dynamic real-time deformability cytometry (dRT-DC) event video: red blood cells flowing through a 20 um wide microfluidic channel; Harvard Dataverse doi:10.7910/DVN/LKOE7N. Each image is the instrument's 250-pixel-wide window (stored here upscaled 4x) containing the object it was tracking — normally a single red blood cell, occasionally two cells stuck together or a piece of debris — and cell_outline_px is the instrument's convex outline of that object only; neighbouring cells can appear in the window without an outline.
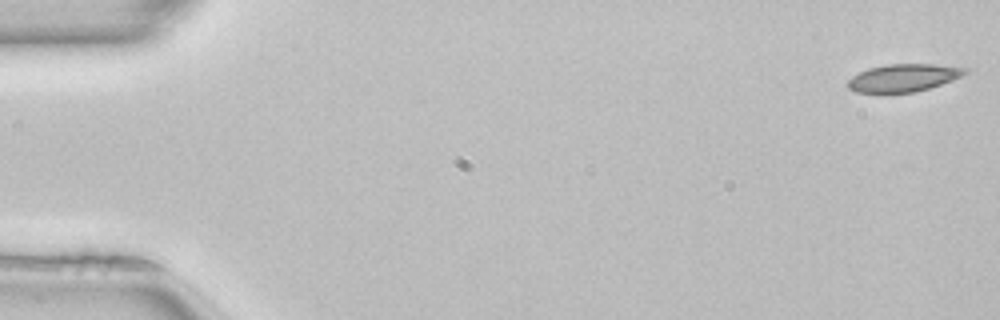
{"species": "common noctule bat (a hibernating species)", "species_latin": "Nyctalus noctula", "temperature_condition": "room temperature", "stored_images_in_passage": 51, "camera_frame_rate_fps": 3000, "um_per_image_px": 0.085, "animal": {"sex": "female", "body_mass_g": 22.7, "forearm_length_mm": 54.2}, "frame": {"image": 1, "passage_image": 1, "time_ms": 0.0, "image_size_px": [1000, 320], "cell_outline_px": [[968, 72], [960, 76], [940, 84], [928, 88], [912, 92], [856, 92], [848, 88], [848, 80], [852, 76], [868, 68], [888, 64], [936, 64], [968, 68]], "centroid_in_image_um": [76.78, 6.6], "position_along_channel_um": 8.2, "area_um2": 18.55}}
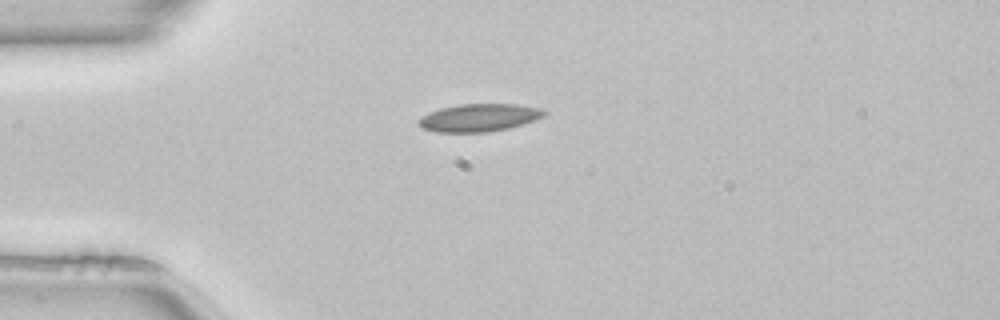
{"frame": {"image": 2, "passage_image": 13, "time_ms": 4.0, "image_size_px": [1000, 320], "cell_outline_px": [[548, 112], [544, 116], [508, 128], [488, 132], [436, 132], [424, 128], [416, 120], [420, 116], [428, 112], [440, 108], [460, 104], [516, 104], [540, 108]], "centroid_in_image_um": [40.68, 9.99], "position_along_channel_um": 44.3, "area_um2": 20.17}}
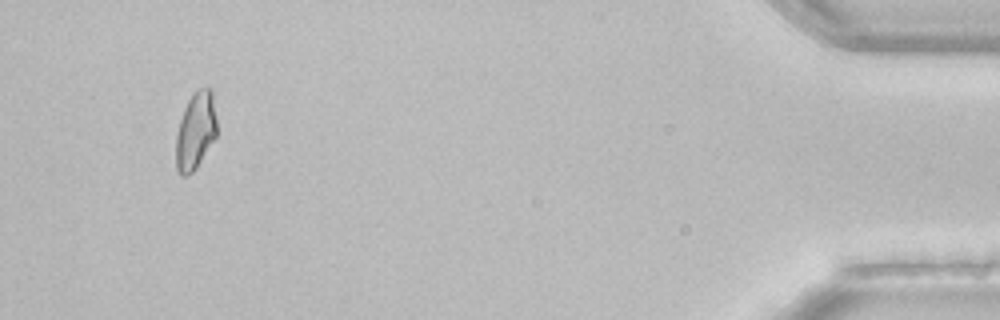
{"frame": {"image": 3, "passage_image": 48, "time_ms": 15.667, "image_size_px": [1000, 320], "cell_outline_px": [[216, 136], [196, 168], [188, 176], [180, 176], [176, 168], [176, 136], [180, 120], [184, 108], [188, 100], [200, 88], [212, 88], [216, 120]], "centroid_in_image_um": [16.61, 11.15], "position_along_channel_um": 418.6, "area_um2": 18.26}}